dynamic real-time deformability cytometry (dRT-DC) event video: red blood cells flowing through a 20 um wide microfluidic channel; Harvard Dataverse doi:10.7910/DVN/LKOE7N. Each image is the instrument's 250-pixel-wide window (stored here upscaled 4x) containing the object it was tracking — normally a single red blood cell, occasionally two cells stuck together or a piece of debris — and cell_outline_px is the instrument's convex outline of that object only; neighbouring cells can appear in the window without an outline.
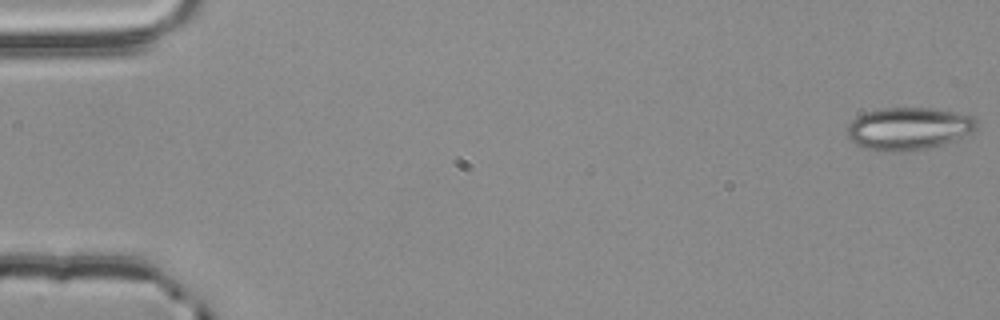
{"species": "common noctule bat (a hibernating species)", "species_latin": "Nyctalus noctula", "temperature_condition": "room temperature", "stored_images_in_passage": 55, "camera_frame_rate_fps": 3000, "um_per_image_px": 0.085, "animal": {"sex": "male", "body_mass_g": 20.4}, "frame": {"image": 1, "passage_image": 1, "time_ms": 0.0, "image_size_px": [1000, 320], "cell_outline_px": [[980, 124], [972, 132], [952, 140], [928, 148], [904, 152], [884, 152], [868, 148], [856, 144], [848, 136], [848, 124], [852, 120], [868, 112], [880, 108], [932, 108], [960, 112], [972, 116]], "centroid_in_image_um": [77.26, 10.92], "position_along_channel_um": 7.7, "area_um2": 31.96}}
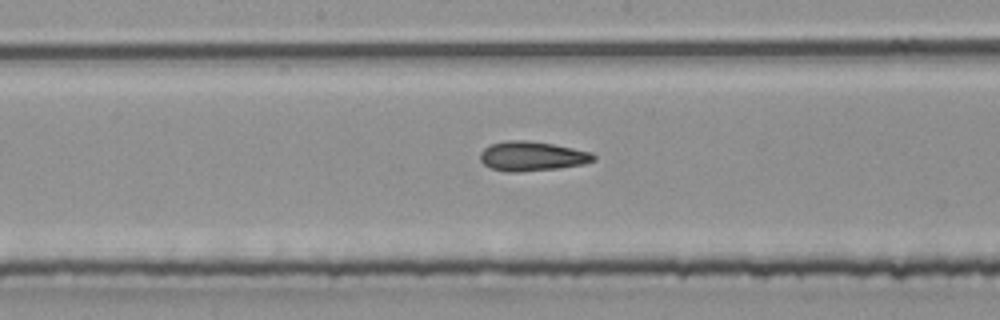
{"frame": {"image": 2, "passage_image": 29, "time_ms": 9.333, "image_size_px": [1000, 320], "cell_outline_px": [[596, 160], [584, 164], [560, 168], [516, 172], [508, 172], [492, 168], [484, 164], [480, 160], [480, 152], [484, 148], [492, 144], [508, 140], [528, 140], [552, 144], [592, 152], [596, 156]], "centroid_in_image_um": [45.24, 13.28], "position_along_channel_um": 203.0, "area_um2": 19.48}}
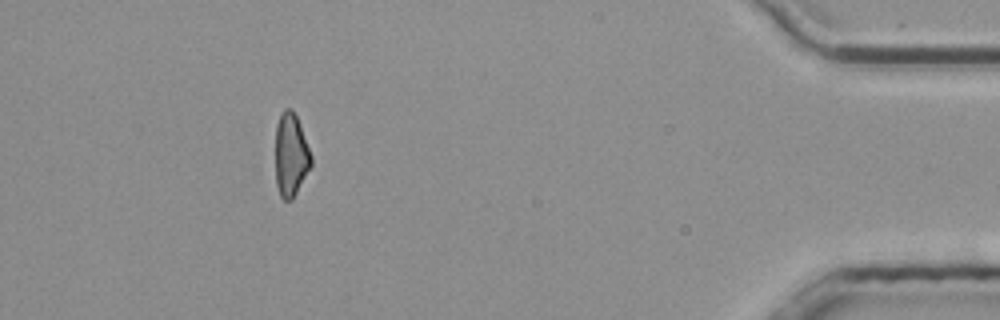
{"frame": {"image": 3, "passage_image": 50, "time_ms": 16.333, "image_size_px": [1000, 320], "cell_outline_px": [[312, 164], [292, 200], [284, 200], [280, 196], [276, 184], [276, 124], [280, 112], [284, 108], [292, 108], [300, 124], [312, 156]], "centroid_in_image_um": [24.72, 13.14], "position_along_channel_um": 410.5, "area_um2": 17.4}, "authors_computed_cell_mechanics": {"area_um2": 19.363, "velocity_mm_per_s": 3.8332, "shape_relaxation_time_tau1_ms": null, "shape_relaxation_time_tau2_ms": 3.6504, "deformation_change_tau1": null, "deformation_change_tau2": 0.1285}}